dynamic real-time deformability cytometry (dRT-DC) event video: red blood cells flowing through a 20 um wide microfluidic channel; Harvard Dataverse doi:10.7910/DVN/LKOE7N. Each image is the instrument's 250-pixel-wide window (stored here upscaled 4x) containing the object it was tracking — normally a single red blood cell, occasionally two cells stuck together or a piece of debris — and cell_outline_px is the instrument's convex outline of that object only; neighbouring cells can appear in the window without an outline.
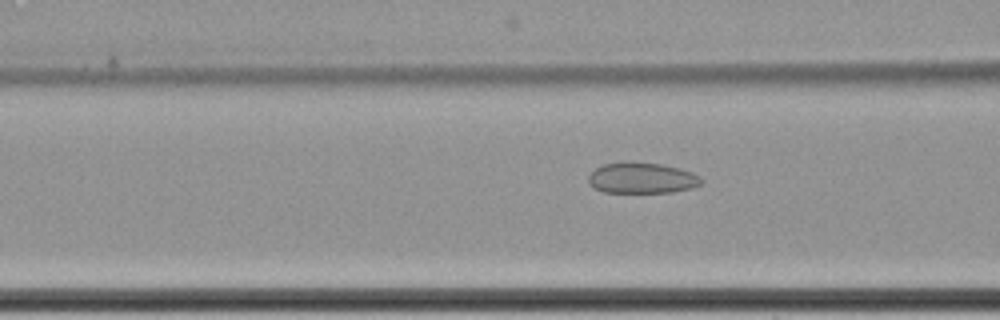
{"species": "common noctule bat (a hibernating species)", "species_latin": "Nyctalus noctula", "temperature_condition": "cold", "stored_images_in_passage": 51, "camera_frame_rate_fps": 3000, "um_per_image_px": 0.085, "animal": {"sex": "female", "body_mass_g": 22.7, "forearm_length_mm": 54.2}, "frame": {"image": 1, "passage_image": 15, "time_ms": 4.667, "image_size_px": [1000, 320], "cell_outline_px": [[704, 180], [700, 184], [692, 188], [672, 192], [604, 192], [596, 188], [588, 180], [588, 176], [596, 168], [604, 164], [624, 160], [664, 164], [680, 168], [692, 172], [700, 176]], "centroid_in_image_um": [54.59, 15.1], "position_along_channel_um": 112.0, "area_um2": 20.52}}
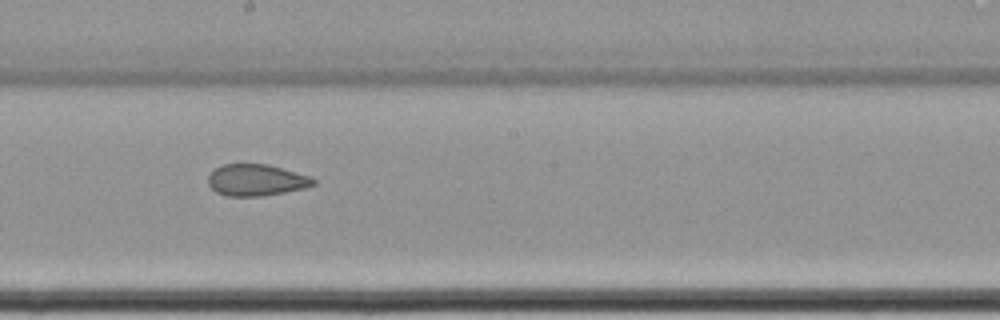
{"frame": {"image": 2, "passage_image": 25, "time_ms": 8.0, "image_size_px": [1000, 320], "cell_outline_px": [[316, 184], [304, 188], [284, 192], [260, 196], [228, 196], [216, 192], [208, 184], [208, 176], [216, 168], [224, 164], [268, 164], [308, 176], [316, 180]], "centroid_in_image_um": [21.77, 15.31], "position_along_channel_um": 226.4, "area_um2": 19.13}}
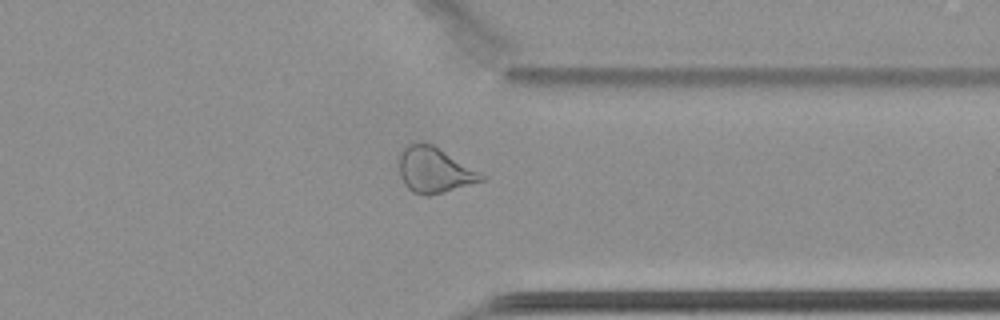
{"frame": {"image": 3, "passage_image": 38, "time_ms": 12.333, "image_size_px": [1000, 320], "cell_outline_px": [[488, 176], [484, 180], [428, 196], [424, 196], [412, 192], [404, 184], [400, 176], [400, 148], [408, 144], [432, 144]], "centroid_in_image_um": [36.92, 14.47], "position_along_channel_um": 374.5, "area_um2": 21.62}, "authors_computed_cell_mechanics": {"area_um2": 22.0796, "velocity_mm_per_s": 3.4267, "shape_relaxation_time_tau1_ms": null, "shape_relaxation_time_tau2_ms": 3.2468, "deformation_change_tau1": null, "deformation_change_tau2": 0.0863}}